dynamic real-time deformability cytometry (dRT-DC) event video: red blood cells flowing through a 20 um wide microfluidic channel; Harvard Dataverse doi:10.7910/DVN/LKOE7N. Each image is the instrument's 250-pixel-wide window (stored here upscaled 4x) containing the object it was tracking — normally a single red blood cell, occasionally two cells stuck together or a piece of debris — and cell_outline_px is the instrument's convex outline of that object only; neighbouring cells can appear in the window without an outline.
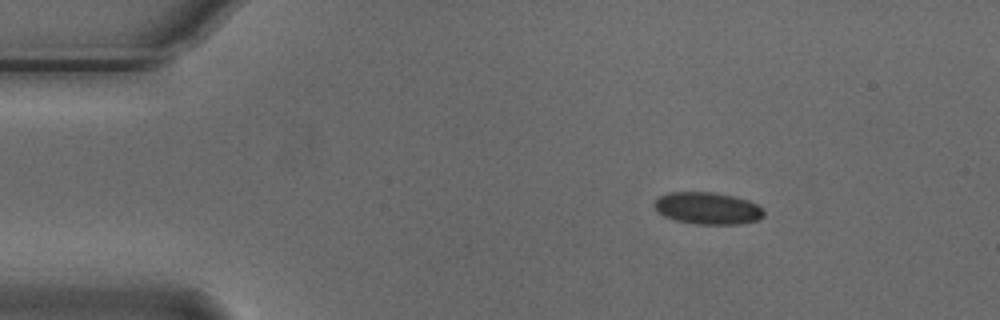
{"species": "Egyptian fruit bat (a non-hibernating species)", "species_latin": "Rousettus aegyptiacus", "temperature_condition": "cold", "stored_images_in_passage": 3, "camera_frame_rate_fps": 3000, "um_per_image_px": 0.085, "animal": {"sex": "male"}, "frame": {"image": 1, "passage_image": 1, "time_ms": 0.0, "image_size_px": [1000, 320], "cell_outline_px": [[764, 216], [756, 220], [740, 224], [696, 224], [676, 220], [664, 216], [656, 212], [652, 204], [660, 196], [668, 192], [716, 192], [736, 196], [748, 200], [756, 204], [764, 212]], "centroid_in_image_um": [60.11, 17.69], "position_along_channel_um": 24.9, "area_um2": 20.58}}